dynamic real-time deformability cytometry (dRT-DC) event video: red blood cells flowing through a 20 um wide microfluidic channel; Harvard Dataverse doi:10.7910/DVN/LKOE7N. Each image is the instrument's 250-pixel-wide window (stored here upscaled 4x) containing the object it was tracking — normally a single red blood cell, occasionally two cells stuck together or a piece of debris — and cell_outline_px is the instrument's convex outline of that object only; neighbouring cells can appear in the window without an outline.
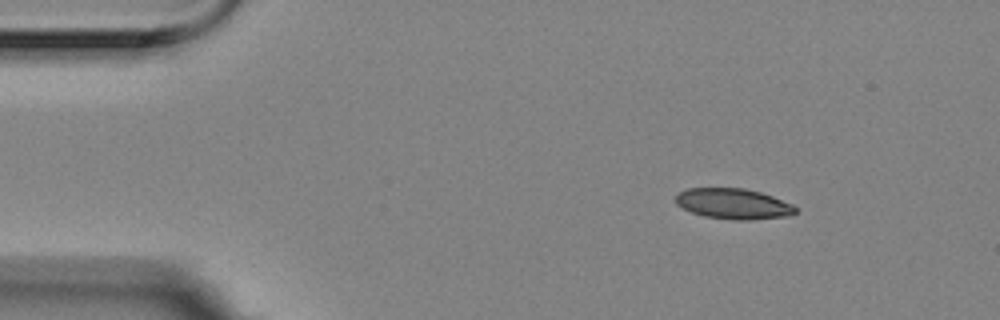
{"species": "Egyptian fruit bat (a non-hibernating species)", "species_latin": "Rousettus aegyptiacus", "temperature_condition": "room temperature", "stored_images_in_passage": 8, "camera_frame_rate_fps": 3000, "um_per_image_px": 0.085, "animal": {"sex": "female"}, "frame": {"image": 1, "passage_image": 1, "time_ms": 0.0, "image_size_px": [1000, 320], "cell_outline_px": [[796, 212], [788, 216], [752, 220], [732, 220], [704, 216], [692, 212], [676, 204], [676, 196], [680, 192], [688, 188], [744, 188], [760, 192], [772, 196], [792, 204], [796, 208]], "centroid_in_image_um": [62.35, 17.33], "position_along_channel_um": 22.7, "area_um2": 21.27}}
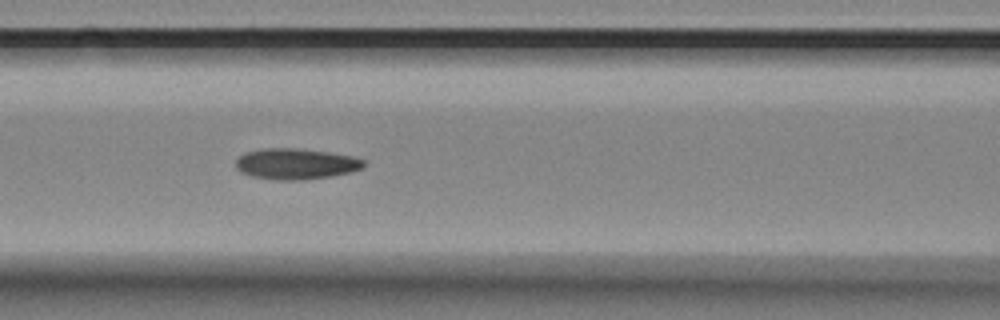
{"frame": {"image": 2, "passage_image": 5, "time_ms": 1.333, "image_size_px": [1000, 320], "cell_outline_px": [[364, 168], [332, 176], [304, 180], [276, 180], [252, 176], [240, 172], [236, 168], [236, 160], [244, 152], [260, 148], [300, 148], [328, 152], [352, 156], [364, 160]], "centroid_in_image_um": [25.12, 13.92], "position_along_channel_um": 141.5, "area_um2": 23.18}}
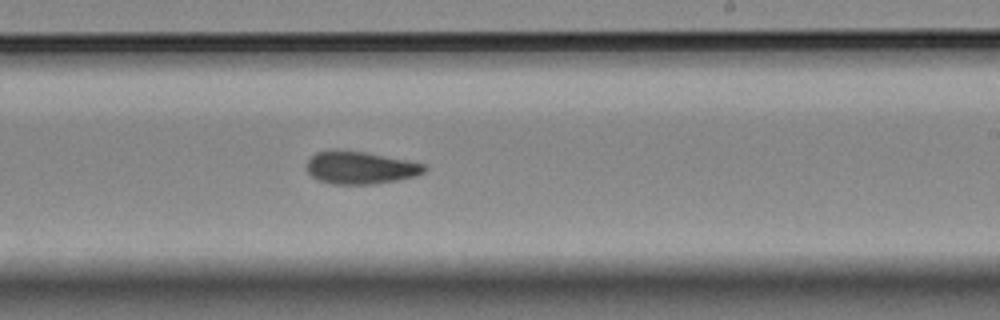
{"frame": {"image": 3, "passage_image": 8, "time_ms": 2.333, "image_size_px": [1000, 320], "cell_outline_px": [[428, 168], [424, 172], [416, 176], [396, 180], [372, 184], [332, 184], [316, 180], [304, 168], [308, 160], [316, 152], [364, 152], [424, 164]], "centroid_in_image_um": [30.61, 14.29], "position_along_channel_um": 258.4, "area_um2": 21.79}}